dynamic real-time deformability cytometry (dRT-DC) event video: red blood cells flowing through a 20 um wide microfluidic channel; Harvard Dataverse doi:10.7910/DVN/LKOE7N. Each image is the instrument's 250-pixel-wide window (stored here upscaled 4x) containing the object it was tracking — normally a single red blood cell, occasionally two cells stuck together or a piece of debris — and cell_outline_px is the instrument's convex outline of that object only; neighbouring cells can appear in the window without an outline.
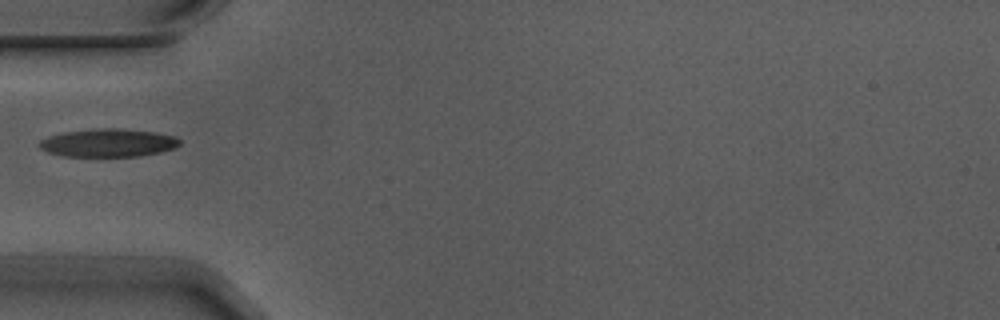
{"species": "Egyptian fruit bat (a non-hibernating species)", "species_latin": "Rousettus aegyptiacus", "temperature_condition": "warm", "stored_images_in_passage": 1, "camera_frame_rate_fps": 3000, "um_per_image_px": 0.085, "animal": {"sex": "male"}, "frame": {"image": 1, "passage_image": 1, "time_ms": 0.0, "image_size_px": [1000, 320], "cell_outline_px": [[180, 144], [176, 148], [160, 152], [140, 156], [64, 156], [48, 152], [40, 148], [36, 144], [40, 140], [48, 136], [64, 132], [96, 128], [116, 128], [156, 132], [176, 136], [180, 140]], "centroid_in_image_um": [9.2, 12.13], "position_along_channel_um": 75.8, "area_um2": 23.12}}